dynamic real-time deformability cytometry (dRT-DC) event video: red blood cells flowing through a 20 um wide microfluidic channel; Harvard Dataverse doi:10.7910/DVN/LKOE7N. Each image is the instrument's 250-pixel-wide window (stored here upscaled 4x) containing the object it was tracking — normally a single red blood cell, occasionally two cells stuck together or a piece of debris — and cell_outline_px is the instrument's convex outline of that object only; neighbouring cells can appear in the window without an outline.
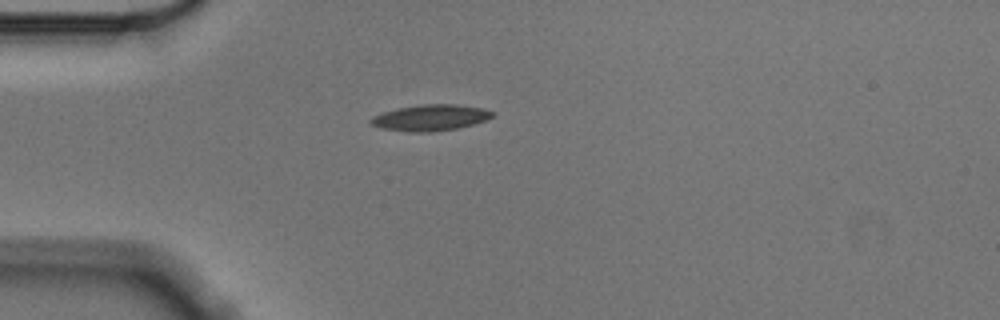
{"species": "Egyptian fruit bat (a non-hibernating species)", "species_latin": "Rousettus aegyptiacus", "temperature_condition": "cold", "stored_images_in_passage": 31, "camera_frame_rate_fps": 3000, "um_per_image_px": 0.085, "animal": {"sex": "male"}, "frame": {"image": 1, "passage_image": 1, "time_ms": 0.0, "image_size_px": [1000, 320], "cell_outline_px": [[496, 112], [492, 116], [484, 120], [472, 124], [456, 128], [432, 132], [408, 132], [380, 128], [372, 124], [368, 120], [372, 116], [396, 108], [424, 104], [456, 104], [480, 108]], "centroid_in_image_um": [36.54, 10.0], "position_along_channel_um": 48.5, "area_um2": 18.38}}
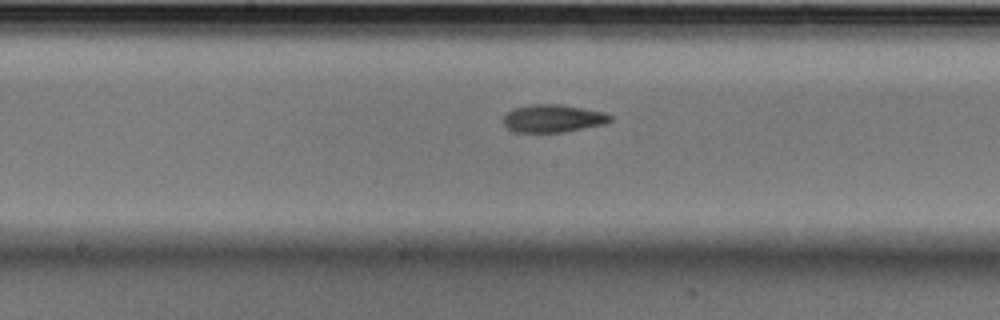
{"frame": {"image": 2, "passage_image": 15, "time_ms": 4.667, "image_size_px": [1000, 320], "cell_outline_px": [[612, 120], [604, 124], [564, 132], [516, 132], [508, 128], [504, 124], [504, 116], [512, 108], [532, 104], [560, 104], [604, 112], [612, 116]], "centroid_in_image_um": [47.0, 10.06], "position_along_channel_um": 201.2, "area_um2": 17.22}}
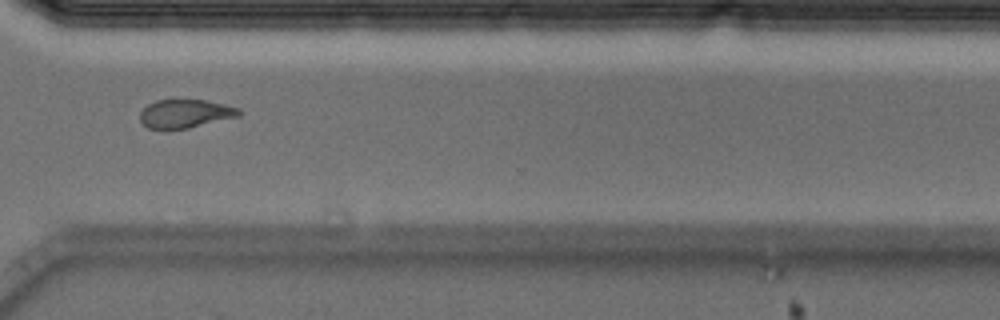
{"frame": {"image": 3, "passage_image": 28, "time_ms": 9.0, "image_size_px": [1000, 320], "cell_outline_px": [[240, 116], [188, 128], [148, 128], [140, 120], [140, 112], [148, 104], [156, 100], [204, 100], [224, 104], [240, 108]], "centroid_in_image_um": [15.76, 9.65], "position_along_channel_um": 354.8, "area_um2": 16.18}, "authors_computed_cell_mechanics": {"area_um2": 17.3978, "velocity_mm_per_s": 3.5527, "shape_relaxation_time_tau1_ms": 8.6405, "shape_relaxation_time_tau2_ms": 2.7908, "deformation_change_tau1": 0.2017, "deformation_change_tau2": 0.0886}}